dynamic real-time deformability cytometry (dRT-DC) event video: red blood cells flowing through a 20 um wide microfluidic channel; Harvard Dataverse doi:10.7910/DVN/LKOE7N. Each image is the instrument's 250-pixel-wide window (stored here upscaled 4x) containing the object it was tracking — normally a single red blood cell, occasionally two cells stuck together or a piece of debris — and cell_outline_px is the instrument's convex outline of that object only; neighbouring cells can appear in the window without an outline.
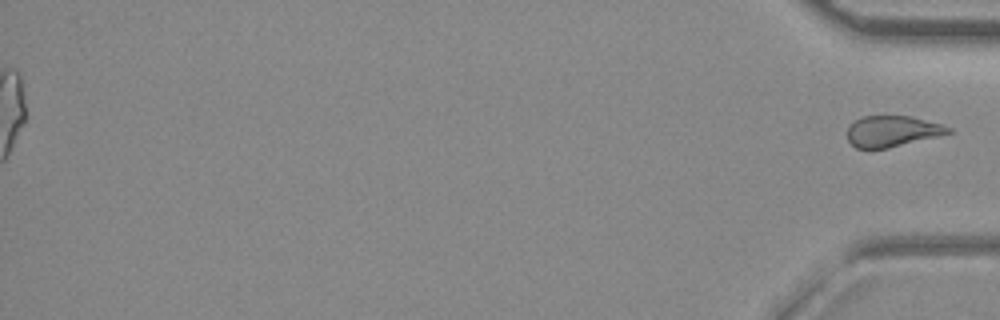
{"species": "common noctule bat (a hibernating species)", "species_latin": "Nyctalus noctula", "temperature_condition": "room temperature", "stored_images_in_passage": 46, "segment_of_instrument_passage": [2, 2], "camera_frame_rate_fps": 3000, "um_per_image_px": 0.085, "animal": {"sex": "female", "body_mass_g": 29.2, "forearm_length_mm": 56.3}, "frame": {"image": 1, "passage_image": 46, "time_ms": 15.0, "image_size_px": [1000, 320], "cell_outline_px": [[952, 132], [888, 148], [856, 148], [848, 140], [848, 128], [856, 120], [864, 116], [908, 116], [940, 124], [952, 128]], "centroid_in_image_um": [75.82, 11.15], "position_along_channel_um": 359.4, "area_um2": 17.74}}